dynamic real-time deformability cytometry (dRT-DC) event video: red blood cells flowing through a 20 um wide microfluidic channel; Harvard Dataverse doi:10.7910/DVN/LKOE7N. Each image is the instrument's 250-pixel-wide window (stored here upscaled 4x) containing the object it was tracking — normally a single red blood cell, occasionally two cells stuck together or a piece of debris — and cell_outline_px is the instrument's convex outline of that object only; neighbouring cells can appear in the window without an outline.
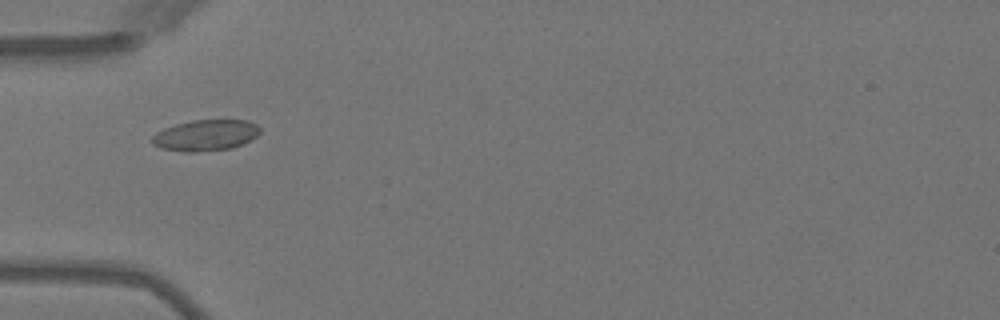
{"species": "Egyptian fruit bat (a non-hibernating species)", "species_latin": "Rousettus aegyptiacus", "temperature_condition": "warm", "stored_images_in_passage": 3, "camera_frame_rate_fps": 3000, "um_per_image_px": 0.085, "animal": {"sex": "female"}, "frame": {"image": 1, "passage_image": 3, "time_ms": 2.333, "image_size_px": [1000, 320], "cell_outline_px": [[260, 132], [252, 140], [244, 144], [232, 148], [196, 152], [184, 152], [160, 148], [152, 144], [152, 136], [156, 132], [164, 128], [176, 124], [192, 120], [248, 120], [256, 124], [260, 128]], "centroid_in_image_um": [17.48, 11.5], "position_along_channel_um": 67.5, "area_um2": 19.71}}